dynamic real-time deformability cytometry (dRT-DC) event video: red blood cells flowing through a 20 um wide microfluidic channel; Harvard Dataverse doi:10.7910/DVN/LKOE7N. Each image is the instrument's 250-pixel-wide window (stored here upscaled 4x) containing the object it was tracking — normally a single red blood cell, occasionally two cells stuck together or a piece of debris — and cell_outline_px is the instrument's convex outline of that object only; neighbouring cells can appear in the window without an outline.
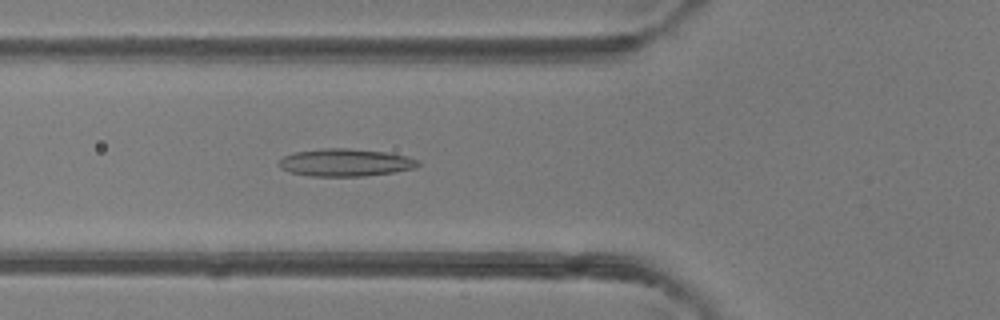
{"species": "common noctule bat (a hibernating species)", "species_latin": "Nyctalus noctula", "temperature_condition": "room temperature", "stored_images_in_passage": 49, "camera_frame_rate_fps": 3000, "um_per_image_px": 0.085, "animal": {"sex": "female"}, "frame": {"image": 1, "passage_image": 18, "time_ms": 5.667, "image_size_px": [1000, 320], "cell_outline_px": [[420, 164], [416, 168], [392, 172], [364, 176], [312, 176], [288, 172], [280, 168], [276, 164], [284, 156], [296, 152], [324, 148], [348, 148], [384, 152], [408, 156], [420, 160]], "centroid_in_image_um": [29.35, 13.82], "position_along_channel_um": 96.4, "area_um2": 22.37}}
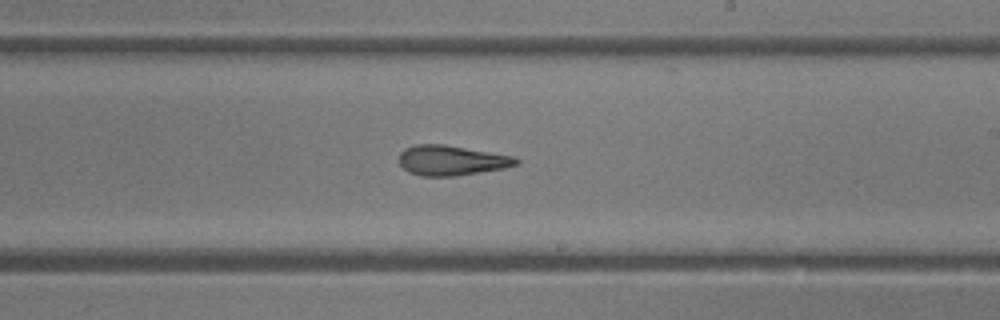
{"frame": {"image": 2, "passage_image": 29, "time_ms": 9.333, "image_size_px": [1000, 320], "cell_outline_px": [[520, 164], [504, 168], [456, 176], [420, 176], [408, 172], [400, 164], [400, 152], [404, 148], [416, 144], [444, 144], [516, 156], [520, 160]], "centroid_in_image_um": [38.4, 13.63], "position_along_channel_um": 250.6, "area_um2": 20.69}}
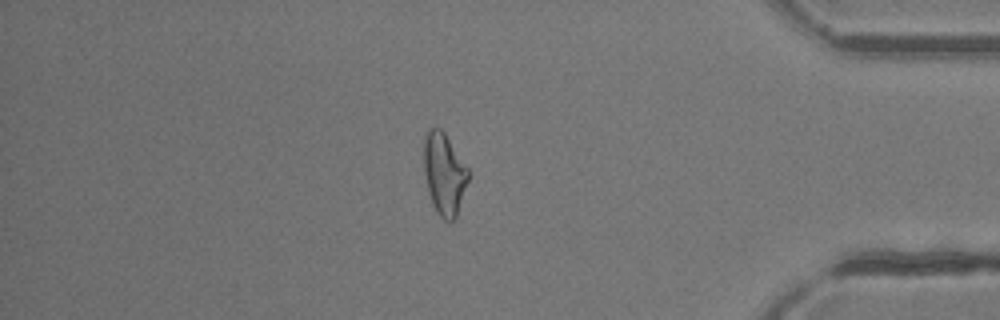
{"frame": {"image": 3, "passage_image": 42, "time_ms": 13.667, "image_size_px": [1000, 320], "cell_outline_px": [[468, 180], [456, 216], [452, 220], [444, 220], [436, 212], [432, 204], [428, 192], [424, 172], [424, 136], [428, 128], [440, 128], [444, 132], [468, 168]], "centroid_in_image_um": [37.73, 14.76], "position_along_channel_um": 397.5, "area_um2": 20.98}, "authors_computed_cell_mechanics": {"area_um2": 21.9062, "velocity_mm_per_s": 4.1934, "shape_relaxation_time_tau1_ms": 10.0587, "shape_relaxation_time_tau2_ms": 3.3074, "deformation_change_tau1": 0.2279, "deformation_change_tau2": 0.1419}}